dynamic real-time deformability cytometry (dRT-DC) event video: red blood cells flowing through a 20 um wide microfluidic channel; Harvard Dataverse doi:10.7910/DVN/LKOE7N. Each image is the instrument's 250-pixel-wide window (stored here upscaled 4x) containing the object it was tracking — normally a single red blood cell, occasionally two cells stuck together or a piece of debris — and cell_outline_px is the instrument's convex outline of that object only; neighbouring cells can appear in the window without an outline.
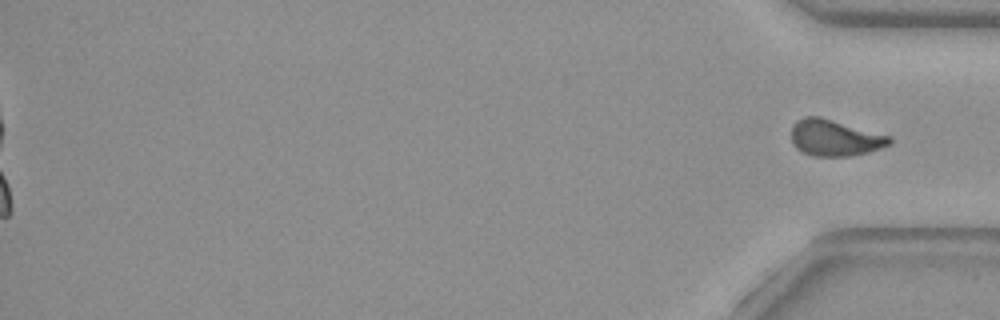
{"species": "common noctule bat (a hibernating species)", "species_latin": "Nyctalus noctula", "temperature_condition": "warm", "stored_images_in_passage": 54, "camera_frame_rate_fps": 3000, "um_per_image_px": 0.085, "animal": {"sex": "female", "body_mass_g": 29.2, "forearm_length_mm": 56.3}, "frame": {"image": 1, "passage_image": 54, "time_ms": 17.667, "image_size_px": [1000, 320], "cell_outline_px": [[892, 144], [868, 152], [848, 156], [816, 156], [804, 152], [796, 148], [792, 144], [792, 124], [796, 120], [804, 116], [820, 116], [892, 136]], "centroid_in_image_um": [70.97, 11.7], "position_along_channel_um": 364.2, "area_um2": 20.92}}